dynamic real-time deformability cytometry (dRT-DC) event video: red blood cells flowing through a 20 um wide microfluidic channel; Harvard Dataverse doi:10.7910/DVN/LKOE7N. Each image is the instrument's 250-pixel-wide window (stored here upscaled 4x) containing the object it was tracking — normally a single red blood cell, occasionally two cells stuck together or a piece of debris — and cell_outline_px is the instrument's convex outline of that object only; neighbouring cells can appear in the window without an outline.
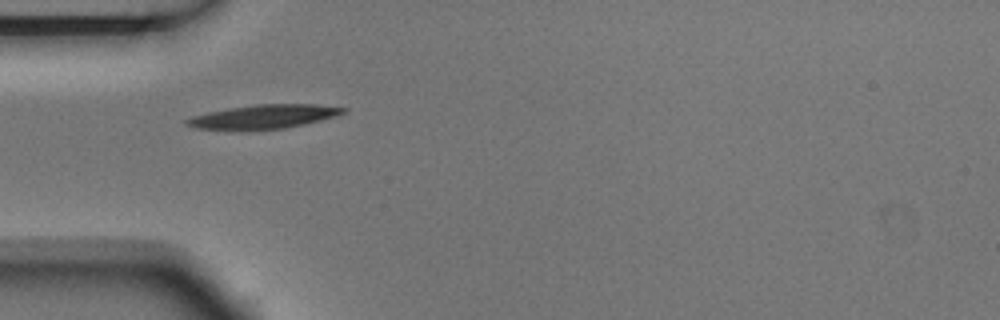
{"species": "Egyptian fruit bat (a non-hibernating species)", "species_latin": "Rousettus aegyptiacus", "temperature_condition": "room temperature", "stored_images_in_passage": 6, "camera_frame_rate_fps": 3000, "um_per_image_px": 0.085, "animal": {"sex": "male"}, "frame": {"image": 1, "passage_image": 5, "time_ms": 1.333, "image_size_px": [1000, 320], "cell_outline_px": [[348, 112], [336, 116], [304, 124], [284, 128], [196, 128], [184, 124], [184, 120], [192, 116], [208, 112], [256, 104], [316, 104], [348, 108]], "centroid_in_image_um": [22.5, 9.88], "position_along_channel_um": 62.5, "area_um2": 21.1}}
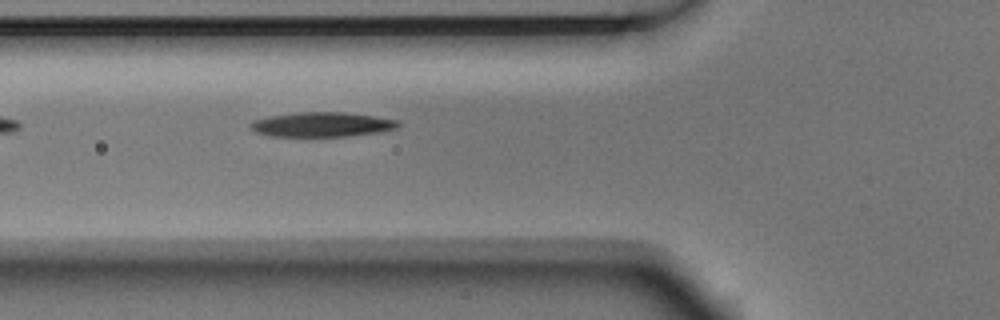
{"frame": {"image": 2, "passage_image": 6, "time_ms": 1.667, "image_size_px": [1000, 320], "cell_outline_px": [[400, 128], [380, 132], [344, 136], [272, 136], [256, 132], [248, 128], [248, 124], [252, 120], [268, 116], [296, 112], [344, 112], [376, 116], [400, 120]], "centroid_in_image_um": [27.37, 10.57], "position_along_channel_um": 98.4, "area_um2": 21.5}}